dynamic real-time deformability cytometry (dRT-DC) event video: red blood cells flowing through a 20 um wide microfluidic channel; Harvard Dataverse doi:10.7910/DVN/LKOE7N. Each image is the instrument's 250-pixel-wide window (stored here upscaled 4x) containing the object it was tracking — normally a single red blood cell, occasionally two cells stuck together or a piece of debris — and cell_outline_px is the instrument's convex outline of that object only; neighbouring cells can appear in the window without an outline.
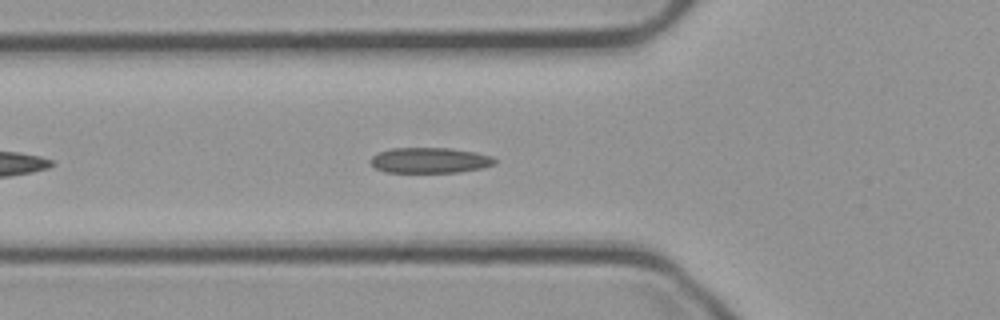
{"species": "common noctule bat (a hibernating species)", "species_latin": "Nyctalus noctula", "temperature_condition": "cold", "stored_images_in_passage": 11, "camera_frame_rate_fps": 3000, "um_per_image_px": 0.085, "animal": {"sex": "male", "body_mass_g": 23.1, "forearm_length_mm": 52.7}, "frame": {"image": 1, "passage_image": 7, "time_ms": 2.0, "image_size_px": [1000, 320], "cell_outline_px": [[496, 164], [484, 168], [456, 172], [384, 172], [376, 168], [368, 160], [372, 156], [380, 152], [392, 148], [452, 148], [476, 152], [492, 156], [496, 160]], "centroid_in_image_um": [36.56, 13.62], "position_along_channel_um": 89.2, "area_um2": 18.55}}
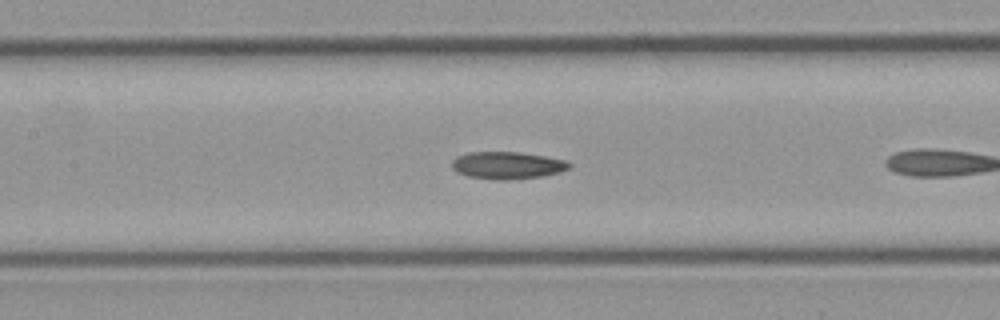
{"frame": {"image": 2, "passage_image": 10, "time_ms": 3.0, "image_size_px": [1000, 320], "cell_outline_px": [[572, 168], [560, 172], [544, 176], [508, 180], [496, 180], [468, 176], [456, 172], [452, 168], [452, 160], [456, 156], [468, 152], [516, 152], [544, 156], [568, 160], [572, 164]], "centroid_in_image_um": [43.15, 14.06], "position_along_channel_um": 164.3, "area_um2": 18.9}}